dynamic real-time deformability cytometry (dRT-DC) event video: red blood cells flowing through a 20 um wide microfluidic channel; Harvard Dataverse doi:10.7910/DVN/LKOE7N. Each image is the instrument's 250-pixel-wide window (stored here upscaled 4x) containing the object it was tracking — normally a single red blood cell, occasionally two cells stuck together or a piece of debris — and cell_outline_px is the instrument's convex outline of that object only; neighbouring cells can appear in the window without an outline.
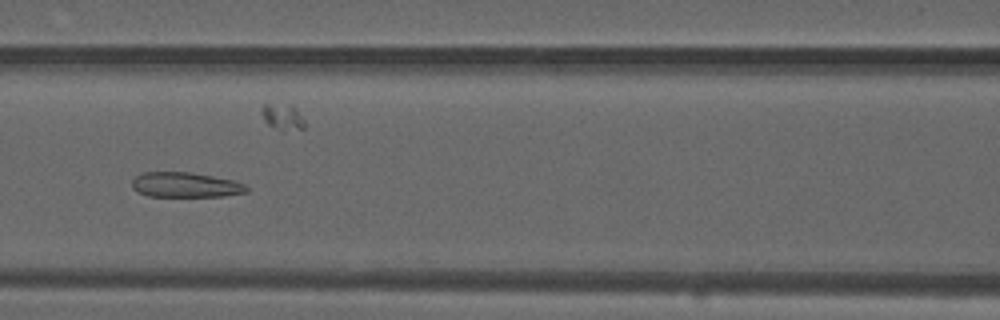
{"species": "common noctule bat (a hibernating species)", "species_latin": "Nyctalus noctula", "temperature_condition": "warm", "stored_images_in_passage": 54, "camera_frame_rate_fps": 3000, "um_per_image_px": 0.085, "animal": {"sex": "male", "forearm_length_mm": 52.5}, "frame": {"image": 1, "passage_image": 24, "time_ms": 7.667, "image_size_px": [1000, 320], "cell_outline_px": [[248, 192], [224, 196], [148, 196], [132, 188], [132, 180], [136, 176], [144, 172], [188, 172], [236, 180], [244, 184], [248, 188]], "centroid_in_image_um": [15.79, 15.71], "position_along_channel_um": 150.8, "area_um2": 16.65}}
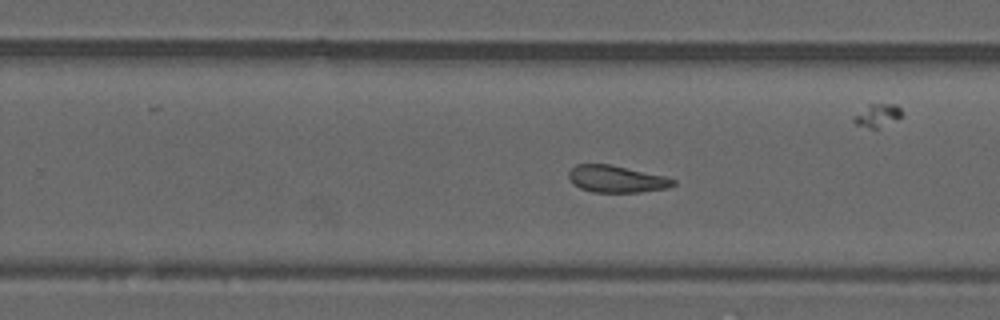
{"frame": {"image": 2, "passage_image": 34, "time_ms": 11.0, "image_size_px": [1000, 320], "cell_outline_px": [[676, 184], [668, 188], [640, 192], [592, 192], [580, 188], [572, 184], [568, 176], [568, 172], [576, 164], [608, 164], [664, 176], [676, 180]], "centroid_in_image_um": [52.38, 15.22], "position_along_channel_um": 277.4, "area_um2": 16.36}}
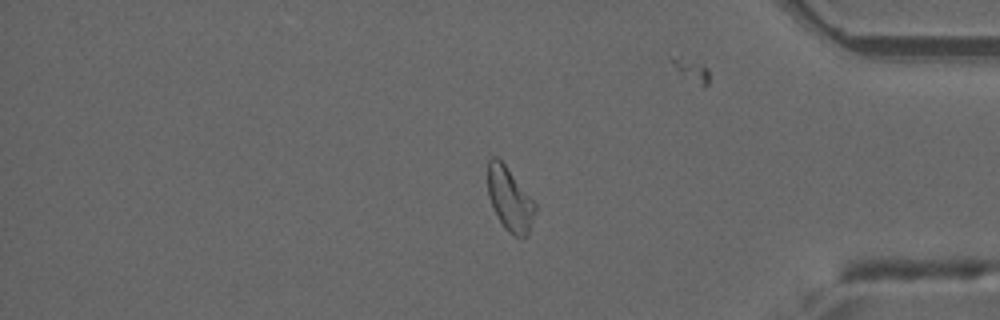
{"frame": {"image": 3, "passage_image": 45, "time_ms": 14.667, "image_size_px": [1000, 320], "cell_outline_px": [[536, 212], [528, 236], [516, 236], [508, 232], [504, 228], [488, 196], [488, 160], [492, 156], [496, 156], [504, 164], [536, 204]], "centroid_in_image_um": [43.34, 16.95], "position_along_channel_um": 391.9, "area_um2": 17.22}, "authors_computed_cell_mechanics": {"area_um2": 18.6694, "velocity_mm_per_s": 3.8125, "shape_relaxation_time_tau1_ms": null, "shape_relaxation_time_tau2_ms": 2.6972, "deformation_change_tau1": null, "deformation_change_tau2": 0.1}}